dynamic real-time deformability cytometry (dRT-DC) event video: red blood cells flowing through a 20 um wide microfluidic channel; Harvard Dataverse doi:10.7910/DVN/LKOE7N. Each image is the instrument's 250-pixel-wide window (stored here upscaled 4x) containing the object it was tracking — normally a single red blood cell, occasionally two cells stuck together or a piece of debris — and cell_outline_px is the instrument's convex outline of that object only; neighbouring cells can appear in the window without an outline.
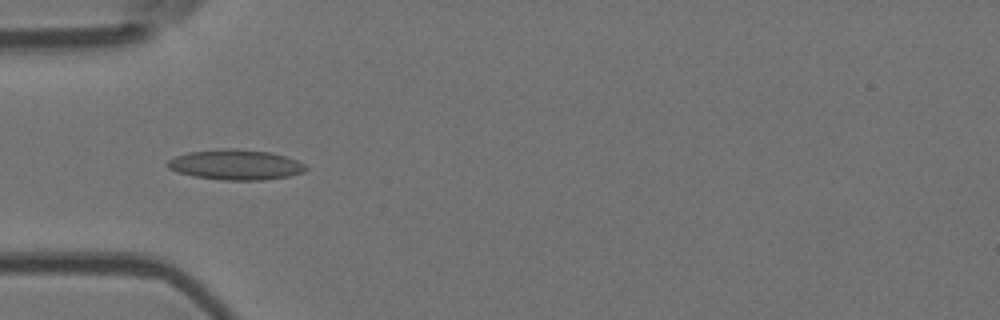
{"species": "Egyptian fruit bat (a non-hibernating species)", "species_latin": "Rousettus aegyptiacus", "temperature_condition": "room temperature", "stored_images_in_passage": 7, "camera_frame_rate_fps": 3000, "um_per_image_px": 0.085, "animal": {"sex": "female"}, "frame": {"image": 1, "passage_image": 5, "time_ms": 1.333, "image_size_px": [1000, 320], "cell_outline_px": [[308, 168], [304, 172], [288, 176], [264, 180], [224, 180], [192, 176], [176, 172], [168, 168], [168, 160], [176, 156], [188, 152], [224, 148], [236, 148], [268, 152], [284, 156], [296, 160], [304, 164]], "centroid_in_image_um": [20.01, 14.0], "position_along_channel_um": 65.0, "area_um2": 24.33}}
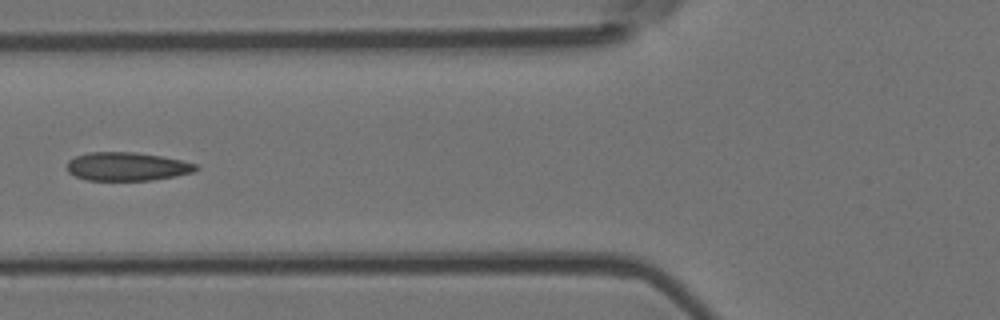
{"frame": {"image": 2, "passage_image": 6, "time_ms": 1.667, "image_size_px": [1000, 320], "cell_outline_px": [[200, 168], [192, 172], [176, 176], [152, 180], [88, 180], [76, 176], [68, 172], [68, 160], [76, 156], [88, 152], [136, 152], [160, 156], [180, 160], [196, 164]], "centroid_in_image_um": [10.8, 14.15], "position_along_channel_um": 115.0, "area_um2": 21.27}}
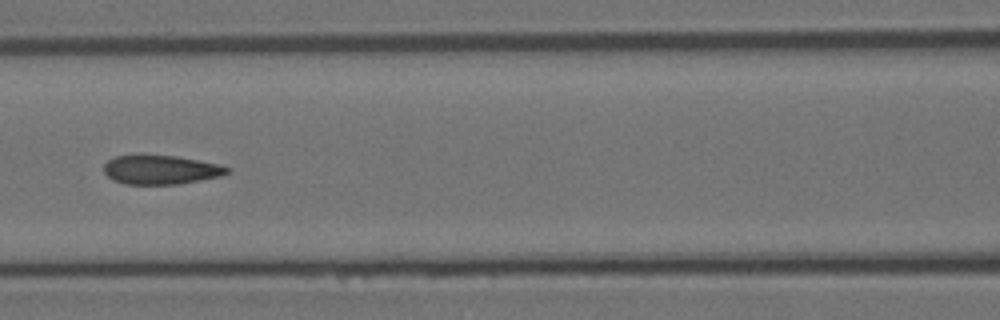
{"frame": {"image": 3, "passage_image": 7, "time_ms": 2.0, "image_size_px": [1000, 320], "cell_outline_px": [[232, 168], [228, 172], [220, 176], [180, 184], [124, 184], [112, 180], [104, 172], [104, 164], [108, 160], [116, 156], [176, 156], [220, 164]], "centroid_in_image_um": [13.68, 14.44], "position_along_channel_um": 152.9, "area_um2": 20.69}}